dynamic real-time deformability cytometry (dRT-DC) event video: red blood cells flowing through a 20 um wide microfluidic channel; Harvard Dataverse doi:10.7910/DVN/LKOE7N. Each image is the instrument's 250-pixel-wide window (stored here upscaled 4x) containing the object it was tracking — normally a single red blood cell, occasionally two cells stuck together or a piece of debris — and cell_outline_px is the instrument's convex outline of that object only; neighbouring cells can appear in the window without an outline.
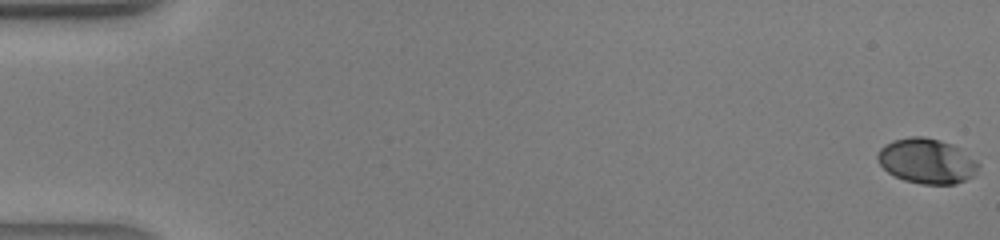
{"species": "human", "species_latin": "Homo sapiens", "temperature_condition": "warm", "stored_images_in_passage": 43, "camera_frame_rate_fps": 3000, "um_per_image_px": 0.085, "donor": {"sex": "male"}, "frame": {"image": 1, "passage_image": 1, "time_ms": 0.0, "image_size_px": [1000, 240], "cell_outline_px": [[980, 164], [972, 176], [956, 184], [920, 184], [904, 180], [888, 172], [880, 164], [876, 156], [880, 148], [884, 144], [892, 140], [912, 136], [924, 136], [940, 140], [952, 144], [960, 148], [976, 160]], "centroid_in_image_um": [78.76, 13.67], "position_along_channel_um": 6.2, "area_um2": 26.47}}
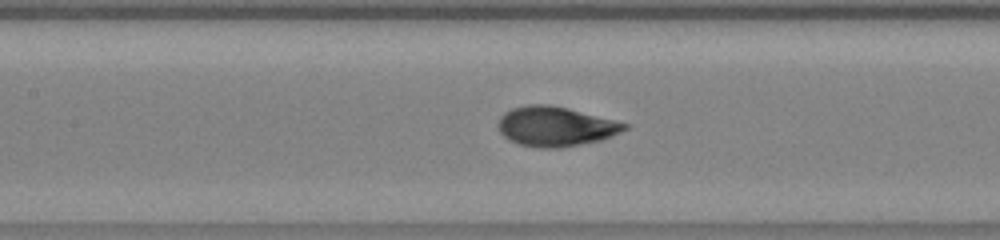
{"frame": {"image": 2, "passage_image": 21, "time_ms": 6.667, "image_size_px": [1000, 240], "cell_outline_px": [[632, 124], [628, 128], [612, 136], [600, 140], [560, 148], [536, 148], [520, 144], [508, 140], [500, 132], [496, 124], [500, 116], [504, 112], [512, 108], [528, 104], [548, 104], [568, 108]], "centroid_in_image_um": [47.21, 10.74], "position_along_channel_um": 160.2, "area_um2": 29.54}}
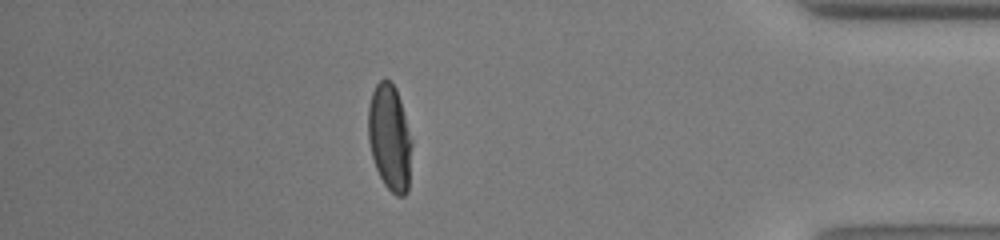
{"frame": {"image": 3, "passage_image": 38, "time_ms": 12.333, "image_size_px": [1000, 240], "cell_outline_px": [[412, 144], [408, 192], [404, 196], [396, 196], [384, 184], [376, 168], [372, 156], [368, 140], [368, 104], [372, 92], [376, 84], [384, 76], [396, 88], [400, 100], [412, 140]], "centroid_in_image_um": [33.12, 11.69], "position_along_channel_um": 402.1, "area_um2": 27.17}}